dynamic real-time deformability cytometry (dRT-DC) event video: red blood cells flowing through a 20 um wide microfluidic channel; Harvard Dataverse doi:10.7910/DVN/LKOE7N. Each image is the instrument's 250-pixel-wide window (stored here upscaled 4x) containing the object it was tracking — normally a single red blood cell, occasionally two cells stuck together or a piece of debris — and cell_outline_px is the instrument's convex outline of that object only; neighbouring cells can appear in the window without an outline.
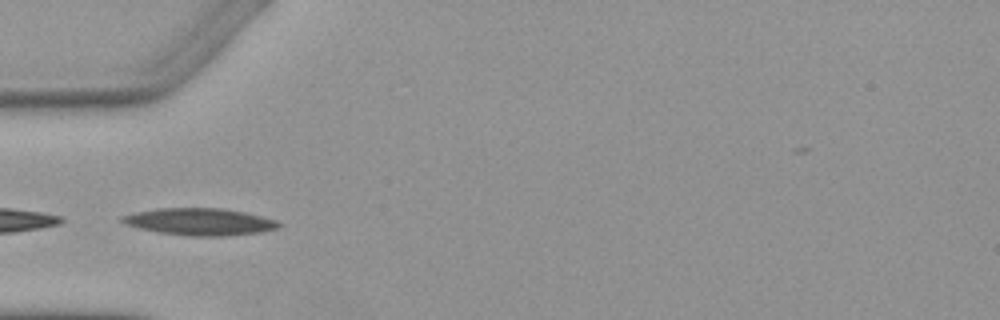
{"species": "Egyptian fruit bat (a non-hibernating species)", "species_latin": "Rousettus aegyptiacus", "temperature_condition": "warm", "stored_images_in_passage": 3, "camera_frame_rate_fps": 3000, "um_per_image_px": 0.085, "animal": {"sex": "female"}, "frame": {"image": 1, "passage_image": 3, "time_ms": 3.333, "image_size_px": [1000, 320], "cell_outline_px": [[280, 228], [260, 232], [224, 236], [188, 236], [156, 232], [124, 224], [120, 220], [120, 216], [136, 212], [156, 208], [224, 208], [244, 212], [276, 220], [280, 224]], "centroid_in_image_um": [16.95, 18.85], "position_along_channel_um": 68.1, "area_um2": 24.74}}